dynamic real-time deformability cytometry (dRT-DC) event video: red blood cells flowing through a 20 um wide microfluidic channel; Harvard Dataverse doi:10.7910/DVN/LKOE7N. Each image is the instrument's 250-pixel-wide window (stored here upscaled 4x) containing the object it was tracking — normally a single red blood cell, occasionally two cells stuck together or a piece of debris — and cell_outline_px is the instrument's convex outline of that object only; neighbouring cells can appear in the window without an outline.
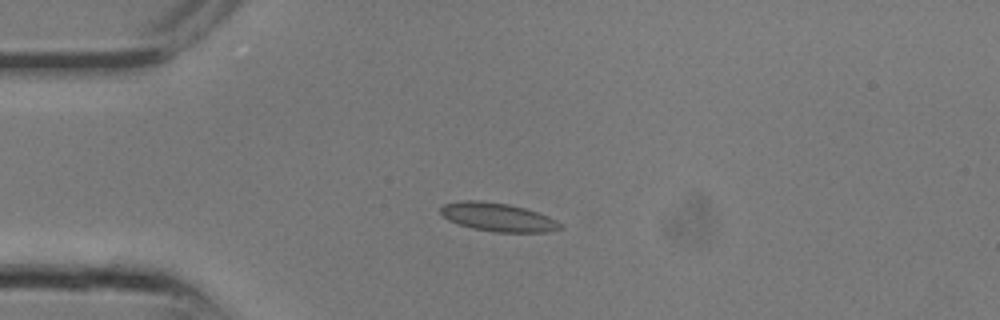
{"species": "common noctule bat (a hibernating species)", "species_latin": "Nyctalus noctula", "temperature_condition": "room temperature", "stored_images_in_passage": 9, "camera_frame_rate_fps": 3000, "um_per_image_px": 0.085, "animal": {"sex": "male", "body_mass_g": 13.3}, "frame": {"image": 1, "passage_image": 6, "time_ms": 1.667, "image_size_px": [1000, 320], "cell_outline_px": [[564, 228], [548, 232], [496, 232], [472, 228], [448, 220], [440, 212], [440, 208], [444, 204], [464, 200], [480, 200], [508, 204], [524, 208], [548, 216], [564, 224]], "centroid_in_image_um": [42.35, 18.46], "position_along_channel_um": 42.6, "area_um2": 19.83}}
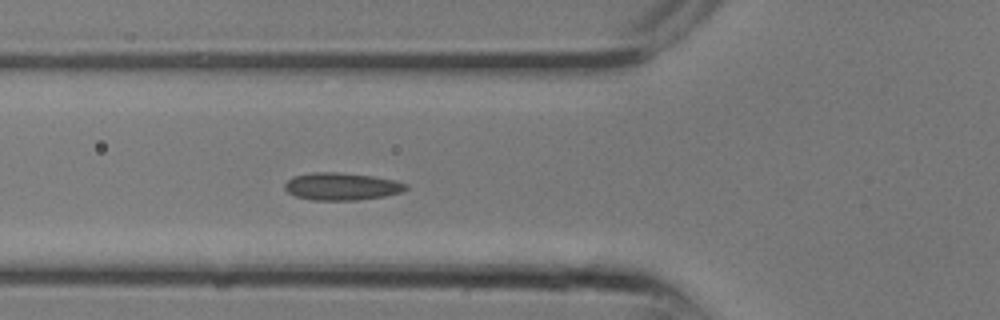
{"frame": {"image": 2, "passage_image": 9, "time_ms": 2.667, "image_size_px": [1000, 320], "cell_outline_px": [[408, 188], [404, 192], [384, 196], [356, 200], [312, 200], [296, 196], [288, 192], [284, 188], [284, 184], [292, 176], [316, 172], [336, 172], [372, 176], [396, 180], [408, 184]], "centroid_in_image_um": [29.06, 15.85], "position_along_channel_um": 96.7, "area_um2": 19.42}}